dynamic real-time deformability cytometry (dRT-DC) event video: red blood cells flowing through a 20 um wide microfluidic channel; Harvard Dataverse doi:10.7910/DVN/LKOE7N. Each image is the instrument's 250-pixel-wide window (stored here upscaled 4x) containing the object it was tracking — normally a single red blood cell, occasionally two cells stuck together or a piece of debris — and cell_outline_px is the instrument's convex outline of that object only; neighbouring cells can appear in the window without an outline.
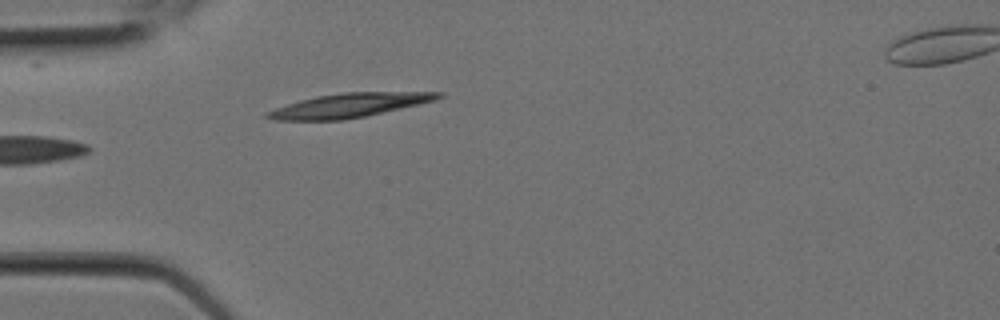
{"species": "Egyptian fruit bat (a non-hibernating species)", "species_latin": "Rousettus aegyptiacus", "temperature_condition": "room temperature", "stored_images_in_passage": 6, "camera_frame_rate_fps": 3000, "um_per_image_px": 0.085, "animal": {"sex": "female"}, "frame": {"image": 1, "passage_image": 6, "time_ms": 1.667, "image_size_px": [1000, 320], "cell_outline_px": [[444, 96], [436, 100], [420, 104], [364, 116], [344, 120], [276, 120], [264, 116], [264, 112], [300, 100], [316, 96], [344, 92], [444, 92]], "centroid_in_image_um": [29.69, 8.95], "position_along_channel_um": 55.3, "area_um2": 23.81}}